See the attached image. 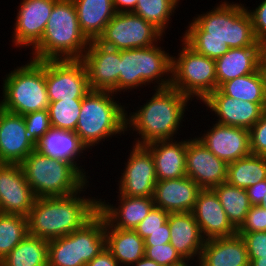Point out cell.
Listing matches in <instances>:
<instances>
[{
	"instance_id": "cell-1",
	"label": "cell",
	"mask_w": 266,
	"mask_h": 266,
	"mask_svg": "<svg viewBox=\"0 0 266 266\" xmlns=\"http://www.w3.org/2000/svg\"><path fill=\"white\" fill-rule=\"evenodd\" d=\"M223 1L206 13L196 14L181 37L197 53L212 59L223 56L230 48L252 46L256 42L244 4Z\"/></svg>"
},
{
	"instance_id": "cell-2",
	"label": "cell",
	"mask_w": 266,
	"mask_h": 266,
	"mask_svg": "<svg viewBox=\"0 0 266 266\" xmlns=\"http://www.w3.org/2000/svg\"><path fill=\"white\" fill-rule=\"evenodd\" d=\"M89 185L68 196L36 198L26 216L28 233L49 241L81 229L98 213V197L82 194Z\"/></svg>"
},
{
	"instance_id": "cell-3",
	"label": "cell",
	"mask_w": 266,
	"mask_h": 266,
	"mask_svg": "<svg viewBox=\"0 0 266 266\" xmlns=\"http://www.w3.org/2000/svg\"><path fill=\"white\" fill-rule=\"evenodd\" d=\"M154 90L152 97L137 107L138 110L129 112V115L126 112V131H135L140 136L134 138L133 144L147 145L159 140L176 139L186 110L189 111L188 103L192 100L177 89L170 86Z\"/></svg>"
},
{
	"instance_id": "cell-4",
	"label": "cell",
	"mask_w": 266,
	"mask_h": 266,
	"mask_svg": "<svg viewBox=\"0 0 266 266\" xmlns=\"http://www.w3.org/2000/svg\"><path fill=\"white\" fill-rule=\"evenodd\" d=\"M90 41L80 29L72 0H58L41 40L30 49L36 61L82 59Z\"/></svg>"
},
{
	"instance_id": "cell-5",
	"label": "cell",
	"mask_w": 266,
	"mask_h": 266,
	"mask_svg": "<svg viewBox=\"0 0 266 266\" xmlns=\"http://www.w3.org/2000/svg\"><path fill=\"white\" fill-rule=\"evenodd\" d=\"M116 97L112 92L90 90L82 99L75 133L88 150L116 134H127L125 108L129 106Z\"/></svg>"
},
{
	"instance_id": "cell-6",
	"label": "cell",
	"mask_w": 266,
	"mask_h": 266,
	"mask_svg": "<svg viewBox=\"0 0 266 266\" xmlns=\"http://www.w3.org/2000/svg\"><path fill=\"white\" fill-rule=\"evenodd\" d=\"M20 165L37 198L72 195L90 182L71 162L48 157L36 149Z\"/></svg>"
},
{
	"instance_id": "cell-7",
	"label": "cell",
	"mask_w": 266,
	"mask_h": 266,
	"mask_svg": "<svg viewBox=\"0 0 266 266\" xmlns=\"http://www.w3.org/2000/svg\"><path fill=\"white\" fill-rule=\"evenodd\" d=\"M0 107L10 113L25 114L46 110L49 99L45 81V60L31 59L3 78Z\"/></svg>"
},
{
	"instance_id": "cell-8",
	"label": "cell",
	"mask_w": 266,
	"mask_h": 266,
	"mask_svg": "<svg viewBox=\"0 0 266 266\" xmlns=\"http://www.w3.org/2000/svg\"><path fill=\"white\" fill-rule=\"evenodd\" d=\"M171 67L172 54L158 43L151 47L120 50L118 94L122 91L129 93L151 83L154 89L170 87Z\"/></svg>"
},
{
	"instance_id": "cell-9",
	"label": "cell",
	"mask_w": 266,
	"mask_h": 266,
	"mask_svg": "<svg viewBox=\"0 0 266 266\" xmlns=\"http://www.w3.org/2000/svg\"><path fill=\"white\" fill-rule=\"evenodd\" d=\"M105 247V218L98 212L81 229L48 241V266H86Z\"/></svg>"
},
{
	"instance_id": "cell-10",
	"label": "cell",
	"mask_w": 266,
	"mask_h": 266,
	"mask_svg": "<svg viewBox=\"0 0 266 266\" xmlns=\"http://www.w3.org/2000/svg\"><path fill=\"white\" fill-rule=\"evenodd\" d=\"M177 56L172 55L171 87L201 102L217 89L215 59L197 53L183 39Z\"/></svg>"
},
{
	"instance_id": "cell-11",
	"label": "cell",
	"mask_w": 266,
	"mask_h": 266,
	"mask_svg": "<svg viewBox=\"0 0 266 266\" xmlns=\"http://www.w3.org/2000/svg\"><path fill=\"white\" fill-rule=\"evenodd\" d=\"M164 34L140 16L116 13L97 39L99 43L116 50L151 47L163 40Z\"/></svg>"
},
{
	"instance_id": "cell-12",
	"label": "cell",
	"mask_w": 266,
	"mask_h": 266,
	"mask_svg": "<svg viewBox=\"0 0 266 266\" xmlns=\"http://www.w3.org/2000/svg\"><path fill=\"white\" fill-rule=\"evenodd\" d=\"M45 81L49 102L83 99L90 91L81 59L45 60Z\"/></svg>"
},
{
	"instance_id": "cell-13",
	"label": "cell",
	"mask_w": 266,
	"mask_h": 266,
	"mask_svg": "<svg viewBox=\"0 0 266 266\" xmlns=\"http://www.w3.org/2000/svg\"><path fill=\"white\" fill-rule=\"evenodd\" d=\"M132 145L125 169L118 178L117 193L130 197H153L157 178L152 153L145 145Z\"/></svg>"
},
{
	"instance_id": "cell-14",
	"label": "cell",
	"mask_w": 266,
	"mask_h": 266,
	"mask_svg": "<svg viewBox=\"0 0 266 266\" xmlns=\"http://www.w3.org/2000/svg\"><path fill=\"white\" fill-rule=\"evenodd\" d=\"M88 73L90 90L118 94L120 51L106 47L97 40L90 41L81 59Z\"/></svg>"
},
{
	"instance_id": "cell-15",
	"label": "cell",
	"mask_w": 266,
	"mask_h": 266,
	"mask_svg": "<svg viewBox=\"0 0 266 266\" xmlns=\"http://www.w3.org/2000/svg\"><path fill=\"white\" fill-rule=\"evenodd\" d=\"M186 139V176L201 189H213L225 183L227 163L214 155L196 136Z\"/></svg>"
},
{
	"instance_id": "cell-16",
	"label": "cell",
	"mask_w": 266,
	"mask_h": 266,
	"mask_svg": "<svg viewBox=\"0 0 266 266\" xmlns=\"http://www.w3.org/2000/svg\"><path fill=\"white\" fill-rule=\"evenodd\" d=\"M58 0H22L12 32L16 48H33L42 38L54 4Z\"/></svg>"
},
{
	"instance_id": "cell-17",
	"label": "cell",
	"mask_w": 266,
	"mask_h": 266,
	"mask_svg": "<svg viewBox=\"0 0 266 266\" xmlns=\"http://www.w3.org/2000/svg\"><path fill=\"white\" fill-rule=\"evenodd\" d=\"M214 123L197 136L214 155L228 164L252 154L248 129Z\"/></svg>"
},
{
	"instance_id": "cell-18",
	"label": "cell",
	"mask_w": 266,
	"mask_h": 266,
	"mask_svg": "<svg viewBox=\"0 0 266 266\" xmlns=\"http://www.w3.org/2000/svg\"><path fill=\"white\" fill-rule=\"evenodd\" d=\"M36 198L20 164L0 167V213L27 216Z\"/></svg>"
},
{
	"instance_id": "cell-19",
	"label": "cell",
	"mask_w": 266,
	"mask_h": 266,
	"mask_svg": "<svg viewBox=\"0 0 266 266\" xmlns=\"http://www.w3.org/2000/svg\"><path fill=\"white\" fill-rule=\"evenodd\" d=\"M207 110L217 116L216 123L250 129L261 117L264 109L258 104L224 95L218 88L203 101Z\"/></svg>"
},
{
	"instance_id": "cell-20",
	"label": "cell",
	"mask_w": 266,
	"mask_h": 266,
	"mask_svg": "<svg viewBox=\"0 0 266 266\" xmlns=\"http://www.w3.org/2000/svg\"><path fill=\"white\" fill-rule=\"evenodd\" d=\"M35 149L36 144L26 131L24 117L0 107V162L20 164Z\"/></svg>"
},
{
	"instance_id": "cell-21",
	"label": "cell",
	"mask_w": 266,
	"mask_h": 266,
	"mask_svg": "<svg viewBox=\"0 0 266 266\" xmlns=\"http://www.w3.org/2000/svg\"><path fill=\"white\" fill-rule=\"evenodd\" d=\"M192 214L205 240L237 234L213 189L200 190Z\"/></svg>"
},
{
	"instance_id": "cell-22",
	"label": "cell",
	"mask_w": 266,
	"mask_h": 266,
	"mask_svg": "<svg viewBox=\"0 0 266 266\" xmlns=\"http://www.w3.org/2000/svg\"><path fill=\"white\" fill-rule=\"evenodd\" d=\"M201 188L190 177L157 181L154 205L168 213L192 212Z\"/></svg>"
},
{
	"instance_id": "cell-23",
	"label": "cell",
	"mask_w": 266,
	"mask_h": 266,
	"mask_svg": "<svg viewBox=\"0 0 266 266\" xmlns=\"http://www.w3.org/2000/svg\"><path fill=\"white\" fill-rule=\"evenodd\" d=\"M117 197L116 206L99 198L98 212L113 228L134 230L155 206L153 197Z\"/></svg>"
},
{
	"instance_id": "cell-24",
	"label": "cell",
	"mask_w": 266,
	"mask_h": 266,
	"mask_svg": "<svg viewBox=\"0 0 266 266\" xmlns=\"http://www.w3.org/2000/svg\"><path fill=\"white\" fill-rule=\"evenodd\" d=\"M167 221L171 232L170 244L188 264H197L205 239L192 212L169 213Z\"/></svg>"
},
{
	"instance_id": "cell-25",
	"label": "cell",
	"mask_w": 266,
	"mask_h": 266,
	"mask_svg": "<svg viewBox=\"0 0 266 266\" xmlns=\"http://www.w3.org/2000/svg\"><path fill=\"white\" fill-rule=\"evenodd\" d=\"M195 266H250L244 240L238 234L205 240Z\"/></svg>"
},
{
	"instance_id": "cell-26",
	"label": "cell",
	"mask_w": 266,
	"mask_h": 266,
	"mask_svg": "<svg viewBox=\"0 0 266 266\" xmlns=\"http://www.w3.org/2000/svg\"><path fill=\"white\" fill-rule=\"evenodd\" d=\"M36 150L48 157L71 162L87 179L90 178L87 175L88 171L85 172L86 169L79 165L81 164L79 158L88 151V148L75 132L51 128L36 143Z\"/></svg>"
},
{
	"instance_id": "cell-27",
	"label": "cell",
	"mask_w": 266,
	"mask_h": 266,
	"mask_svg": "<svg viewBox=\"0 0 266 266\" xmlns=\"http://www.w3.org/2000/svg\"><path fill=\"white\" fill-rule=\"evenodd\" d=\"M155 162L157 181L186 176V139H166L145 145Z\"/></svg>"
},
{
	"instance_id": "cell-28",
	"label": "cell",
	"mask_w": 266,
	"mask_h": 266,
	"mask_svg": "<svg viewBox=\"0 0 266 266\" xmlns=\"http://www.w3.org/2000/svg\"><path fill=\"white\" fill-rule=\"evenodd\" d=\"M217 88L224 82L258 71V49L252 46L230 48L223 56L215 59Z\"/></svg>"
},
{
	"instance_id": "cell-29",
	"label": "cell",
	"mask_w": 266,
	"mask_h": 266,
	"mask_svg": "<svg viewBox=\"0 0 266 266\" xmlns=\"http://www.w3.org/2000/svg\"><path fill=\"white\" fill-rule=\"evenodd\" d=\"M83 34L89 41L97 40L117 13L113 0H72Z\"/></svg>"
},
{
	"instance_id": "cell-30",
	"label": "cell",
	"mask_w": 266,
	"mask_h": 266,
	"mask_svg": "<svg viewBox=\"0 0 266 266\" xmlns=\"http://www.w3.org/2000/svg\"><path fill=\"white\" fill-rule=\"evenodd\" d=\"M106 248L119 266H131L145 256V243L134 230L113 228L105 219Z\"/></svg>"
},
{
	"instance_id": "cell-31",
	"label": "cell",
	"mask_w": 266,
	"mask_h": 266,
	"mask_svg": "<svg viewBox=\"0 0 266 266\" xmlns=\"http://www.w3.org/2000/svg\"><path fill=\"white\" fill-rule=\"evenodd\" d=\"M0 266H48V241L28 234L0 261Z\"/></svg>"
},
{
	"instance_id": "cell-32",
	"label": "cell",
	"mask_w": 266,
	"mask_h": 266,
	"mask_svg": "<svg viewBox=\"0 0 266 266\" xmlns=\"http://www.w3.org/2000/svg\"><path fill=\"white\" fill-rule=\"evenodd\" d=\"M266 179V156L249 155L228 163L226 182L247 189Z\"/></svg>"
},
{
	"instance_id": "cell-33",
	"label": "cell",
	"mask_w": 266,
	"mask_h": 266,
	"mask_svg": "<svg viewBox=\"0 0 266 266\" xmlns=\"http://www.w3.org/2000/svg\"><path fill=\"white\" fill-rule=\"evenodd\" d=\"M213 190L218 196L229 222L238 230L244 223L251 207L246 189L225 182L215 186Z\"/></svg>"
},
{
	"instance_id": "cell-34",
	"label": "cell",
	"mask_w": 266,
	"mask_h": 266,
	"mask_svg": "<svg viewBox=\"0 0 266 266\" xmlns=\"http://www.w3.org/2000/svg\"><path fill=\"white\" fill-rule=\"evenodd\" d=\"M218 89L224 95L258 103L265 108L266 95L258 71L224 82Z\"/></svg>"
},
{
	"instance_id": "cell-35",
	"label": "cell",
	"mask_w": 266,
	"mask_h": 266,
	"mask_svg": "<svg viewBox=\"0 0 266 266\" xmlns=\"http://www.w3.org/2000/svg\"><path fill=\"white\" fill-rule=\"evenodd\" d=\"M180 0H137L136 7L132 13L140 16L147 22L153 24L163 34L171 23V16L176 13ZM179 4V5H178ZM170 22V23H169Z\"/></svg>"
},
{
	"instance_id": "cell-36",
	"label": "cell",
	"mask_w": 266,
	"mask_h": 266,
	"mask_svg": "<svg viewBox=\"0 0 266 266\" xmlns=\"http://www.w3.org/2000/svg\"><path fill=\"white\" fill-rule=\"evenodd\" d=\"M28 234L26 216L0 213V261Z\"/></svg>"
},
{
	"instance_id": "cell-37",
	"label": "cell",
	"mask_w": 266,
	"mask_h": 266,
	"mask_svg": "<svg viewBox=\"0 0 266 266\" xmlns=\"http://www.w3.org/2000/svg\"><path fill=\"white\" fill-rule=\"evenodd\" d=\"M81 104L82 99L50 102L48 112L52 128L75 132Z\"/></svg>"
},
{
	"instance_id": "cell-38",
	"label": "cell",
	"mask_w": 266,
	"mask_h": 266,
	"mask_svg": "<svg viewBox=\"0 0 266 266\" xmlns=\"http://www.w3.org/2000/svg\"><path fill=\"white\" fill-rule=\"evenodd\" d=\"M145 256L162 266L188 265V263L180 256L170 243L145 246Z\"/></svg>"
},
{
	"instance_id": "cell-39",
	"label": "cell",
	"mask_w": 266,
	"mask_h": 266,
	"mask_svg": "<svg viewBox=\"0 0 266 266\" xmlns=\"http://www.w3.org/2000/svg\"><path fill=\"white\" fill-rule=\"evenodd\" d=\"M23 117L28 136L35 144L52 128L48 109L31 112Z\"/></svg>"
},
{
	"instance_id": "cell-40",
	"label": "cell",
	"mask_w": 266,
	"mask_h": 266,
	"mask_svg": "<svg viewBox=\"0 0 266 266\" xmlns=\"http://www.w3.org/2000/svg\"><path fill=\"white\" fill-rule=\"evenodd\" d=\"M168 216L169 213L167 211L154 206L146 218L136 226L134 231L142 239H145L151 235L152 232L160 229V227L167 222Z\"/></svg>"
},
{
	"instance_id": "cell-41",
	"label": "cell",
	"mask_w": 266,
	"mask_h": 266,
	"mask_svg": "<svg viewBox=\"0 0 266 266\" xmlns=\"http://www.w3.org/2000/svg\"><path fill=\"white\" fill-rule=\"evenodd\" d=\"M266 232V209L262 206L251 205L246 219L237 233Z\"/></svg>"
},
{
	"instance_id": "cell-42",
	"label": "cell",
	"mask_w": 266,
	"mask_h": 266,
	"mask_svg": "<svg viewBox=\"0 0 266 266\" xmlns=\"http://www.w3.org/2000/svg\"><path fill=\"white\" fill-rule=\"evenodd\" d=\"M250 150L253 155L266 156V113L249 129Z\"/></svg>"
},
{
	"instance_id": "cell-43",
	"label": "cell",
	"mask_w": 266,
	"mask_h": 266,
	"mask_svg": "<svg viewBox=\"0 0 266 266\" xmlns=\"http://www.w3.org/2000/svg\"><path fill=\"white\" fill-rule=\"evenodd\" d=\"M246 8L252 21L255 39L266 37V0L260 1V4L253 10Z\"/></svg>"
},
{
	"instance_id": "cell-44",
	"label": "cell",
	"mask_w": 266,
	"mask_h": 266,
	"mask_svg": "<svg viewBox=\"0 0 266 266\" xmlns=\"http://www.w3.org/2000/svg\"><path fill=\"white\" fill-rule=\"evenodd\" d=\"M237 234L244 240L247 251H266V232Z\"/></svg>"
},
{
	"instance_id": "cell-45",
	"label": "cell",
	"mask_w": 266,
	"mask_h": 266,
	"mask_svg": "<svg viewBox=\"0 0 266 266\" xmlns=\"http://www.w3.org/2000/svg\"><path fill=\"white\" fill-rule=\"evenodd\" d=\"M171 232L168 221L144 239L145 246L162 245L170 243Z\"/></svg>"
},
{
	"instance_id": "cell-46",
	"label": "cell",
	"mask_w": 266,
	"mask_h": 266,
	"mask_svg": "<svg viewBox=\"0 0 266 266\" xmlns=\"http://www.w3.org/2000/svg\"><path fill=\"white\" fill-rule=\"evenodd\" d=\"M251 205L261 206V201L266 193V179L246 189Z\"/></svg>"
},
{
	"instance_id": "cell-47",
	"label": "cell",
	"mask_w": 266,
	"mask_h": 266,
	"mask_svg": "<svg viewBox=\"0 0 266 266\" xmlns=\"http://www.w3.org/2000/svg\"><path fill=\"white\" fill-rule=\"evenodd\" d=\"M86 266H119L118 261L105 247L96 257L89 261Z\"/></svg>"
},
{
	"instance_id": "cell-48",
	"label": "cell",
	"mask_w": 266,
	"mask_h": 266,
	"mask_svg": "<svg viewBox=\"0 0 266 266\" xmlns=\"http://www.w3.org/2000/svg\"><path fill=\"white\" fill-rule=\"evenodd\" d=\"M137 0H113V6L117 13L133 12Z\"/></svg>"
},
{
	"instance_id": "cell-49",
	"label": "cell",
	"mask_w": 266,
	"mask_h": 266,
	"mask_svg": "<svg viewBox=\"0 0 266 266\" xmlns=\"http://www.w3.org/2000/svg\"><path fill=\"white\" fill-rule=\"evenodd\" d=\"M250 266H266V251H247Z\"/></svg>"
},
{
	"instance_id": "cell-50",
	"label": "cell",
	"mask_w": 266,
	"mask_h": 266,
	"mask_svg": "<svg viewBox=\"0 0 266 266\" xmlns=\"http://www.w3.org/2000/svg\"><path fill=\"white\" fill-rule=\"evenodd\" d=\"M258 49V65H266V37L256 40Z\"/></svg>"
},
{
	"instance_id": "cell-51",
	"label": "cell",
	"mask_w": 266,
	"mask_h": 266,
	"mask_svg": "<svg viewBox=\"0 0 266 266\" xmlns=\"http://www.w3.org/2000/svg\"><path fill=\"white\" fill-rule=\"evenodd\" d=\"M131 266H162V265H159L157 262L147 258L146 256H143L140 260H138L136 263L132 264Z\"/></svg>"
},
{
	"instance_id": "cell-52",
	"label": "cell",
	"mask_w": 266,
	"mask_h": 266,
	"mask_svg": "<svg viewBox=\"0 0 266 266\" xmlns=\"http://www.w3.org/2000/svg\"><path fill=\"white\" fill-rule=\"evenodd\" d=\"M258 73L261 77L263 89L266 95V65H258Z\"/></svg>"
},
{
	"instance_id": "cell-53",
	"label": "cell",
	"mask_w": 266,
	"mask_h": 266,
	"mask_svg": "<svg viewBox=\"0 0 266 266\" xmlns=\"http://www.w3.org/2000/svg\"><path fill=\"white\" fill-rule=\"evenodd\" d=\"M261 206L266 209V193H265V197L261 201Z\"/></svg>"
}]
</instances>
